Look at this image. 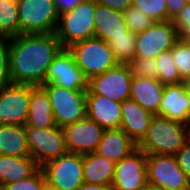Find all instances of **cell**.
<instances>
[{
	"label": "cell",
	"mask_w": 190,
	"mask_h": 190,
	"mask_svg": "<svg viewBox=\"0 0 190 190\" xmlns=\"http://www.w3.org/2000/svg\"><path fill=\"white\" fill-rule=\"evenodd\" d=\"M62 48L55 33L20 34L10 37L11 83L42 86L49 65Z\"/></svg>",
	"instance_id": "cell-1"
},
{
	"label": "cell",
	"mask_w": 190,
	"mask_h": 190,
	"mask_svg": "<svg viewBox=\"0 0 190 190\" xmlns=\"http://www.w3.org/2000/svg\"><path fill=\"white\" fill-rule=\"evenodd\" d=\"M190 138V126L154 115L146 135L137 144L146 155H175Z\"/></svg>",
	"instance_id": "cell-2"
},
{
	"label": "cell",
	"mask_w": 190,
	"mask_h": 190,
	"mask_svg": "<svg viewBox=\"0 0 190 190\" xmlns=\"http://www.w3.org/2000/svg\"><path fill=\"white\" fill-rule=\"evenodd\" d=\"M95 1L84 0L73 10L59 15L55 35L63 48L94 37Z\"/></svg>",
	"instance_id": "cell-3"
},
{
	"label": "cell",
	"mask_w": 190,
	"mask_h": 190,
	"mask_svg": "<svg viewBox=\"0 0 190 190\" xmlns=\"http://www.w3.org/2000/svg\"><path fill=\"white\" fill-rule=\"evenodd\" d=\"M67 49L89 80L119 64L108 42L96 37L75 42Z\"/></svg>",
	"instance_id": "cell-4"
},
{
	"label": "cell",
	"mask_w": 190,
	"mask_h": 190,
	"mask_svg": "<svg viewBox=\"0 0 190 190\" xmlns=\"http://www.w3.org/2000/svg\"><path fill=\"white\" fill-rule=\"evenodd\" d=\"M47 93L55 124L64 128L86 118V91L66 89L55 84L41 86Z\"/></svg>",
	"instance_id": "cell-5"
},
{
	"label": "cell",
	"mask_w": 190,
	"mask_h": 190,
	"mask_svg": "<svg viewBox=\"0 0 190 190\" xmlns=\"http://www.w3.org/2000/svg\"><path fill=\"white\" fill-rule=\"evenodd\" d=\"M20 34L55 33L59 14L53 0H17Z\"/></svg>",
	"instance_id": "cell-6"
},
{
	"label": "cell",
	"mask_w": 190,
	"mask_h": 190,
	"mask_svg": "<svg viewBox=\"0 0 190 190\" xmlns=\"http://www.w3.org/2000/svg\"><path fill=\"white\" fill-rule=\"evenodd\" d=\"M30 156L39 167L68 152L63 128L25 127Z\"/></svg>",
	"instance_id": "cell-7"
},
{
	"label": "cell",
	"mask_w": 190,
	"mask_h": 190,
	"mask_svg": "<svg viewBox=\"0 0 190 190\" xmlns=\"http://www.w3.org/2000/svg\"><path fill=\"white\" fill-rule=\"evenodd\" d=\"M46 181L60 190H77L84 183L83 155L67 152L41 166Z\"/></svg>",
	"instance_id": "cell-8"
},
{
	"label": "cell",
	"mask_w": 190,
	"mask_h": 190,
	"mask_svg": "<svg viewBox=\"0 0 190 190\" xmlns=\"http://www.w3.org/2000/svg\"><path fill=\"white\" fill-rule=\"evenodd\" d=\"M147 182L165 190H190V180L174 155L150 154L146 159Z\"/></svg>",
	"instance_id": "cell-9"
},
{
	"label": "cell",
	"mask_w": 190,
	"mask_h": 190,
	"mask_svg": "<svg viewBox=\"0 0 190 190\" xmlns=\"http://www.w3.org/2000/svg\"><path fill=\"white\" fill-rule=\"evenodd\" d=\"M179 39L173 20L156 21L145 31L136 34L135 56L155 59L161 52L172 49Z\"/></svg>",
	"instance_id": "cell-10"
},
{
	"label": "cell",
	"mask_w": 190,
	"mask_h": 190,
	"mask_svg": "<svg viewBox=\"0 0 190 190\" xmlns=\"http://www.w3.org/2000/svg\"><path fill=\"white\" fill-rule=\"evenodd\" d=\"M133 75L127 64H118L89 80V88L86 94L105 96L116 102H122L130 98L131 81Z\"/></svg>",
	"instance_id": "cell-11"
},
{
	"label": "cell",
	"mask_w": 190,
	"mask_h": 190,
	"mask_svg": "<svg viewBox=\"0 0 190 190\" xmlns=\"http://www.w3.org/2000/svg\"><path fill=\"white\" fill-rule=\"evenodd\" d=\"M44 84H55L66 89L87 91L89 79L77 66L67 48H62L48 67Z\"/></svg>",
	"instance_id": "cell-12"
},
{
	"label": "cell",
	"mask_w": 190,
	"mask_h": 190,
	"mask_svg": "<svg viewBox=\"0 0 190 190\" xmlns=\"http://www.w3.org/2000/svg\"><path fill=\"white\" fill-rule=\"evenodd\" d=\"M31 85L8 84L0 88V124H26Z\"/></svg>",
	"instance_id": "cell-13"
},
{
	"label": "cell",
	"mask_w": 190,
	"mask_h": 190,
	"mask_svg": "<svg viewBox=\"0 0 190 190\" xmlns=\"http://www.w3.org/2000/svg\"><path fill=\"white\" fill-rule=\"evenodd\" d=\"M147 155L138 147L116 163L113 190H140L147 183Z\"/></svg>",
	"instance_id": "cell-14"
},
{
	"label": "cell",
	"mask_w": 190,
	"mask_h": 190,
	"mask_svg": "<svg viewBox=\"0 0 190 190\" xmlns=\"http://www.w3.org/2000/svg\"><path fill=\"white\" fill-rule=\"evenodd\" d=\"M63 131L68 152L84 155L96 152L104 129L86 117L65 126Z\"/></svg>",
	"instance_id": "cell-15"
},
{
	"label": "cell",
	"mask_w": 190,
	"mask_h": 190,
	"mask_svg": "<svg viewBox=\"0 0 190 190\" xmlns=\"http://www.w3.org/2000/svg\"><path fill=\"white\" fill-rule=\"evenodd\" d=\"M86 117L95 121L104 130L121 126V102L97 94H86Z\"/></svg>",
	"instance_id": "cell-16"
},
{
	"label": "cell",
	"mask_w": 190,
	"mask_h": 190,
	"mask_svg": "<svg viewBox=\"0 0 190 190\" xmlns=\"http://www.w3.org/2000/svg\"><path fill=\"white\" fill-rule=\"evenodd\" d=\"M159 116L190 126V95L183 83L165 85Z\"/></svg>",
	"instance_id": "cell-17"
},
{
	"label": "cell",
	"mask_w": 190,
	"mask_h": 190,
	"mask_svg": "<svg viewBox=\"0 0 190 190\" xmlns=\"http://www.w3.org/2000/svg\"><path fill=\"white\" fill-rule=\"evenodd\" d=\"M121 109L120 129L138 144L146 135L154 115L130 98L121 102Z\"/></svg>",
	"instance_id": "cell-18"
},
{
	"label": "cell",
	"mask_w": 190,
	"mask_h": 190,
	"mask_svg": "<svg viewBox=\"0 0 190 190\" xmlns=\"http://www.w3.org/2000/svg\"><path fill=\"white\" fill-rule=\"evenodd\" d=\"M165 85L158 79L133 76L130 99L153 115H159Z\"/></svg>",
	"instance_id": "cell-19"
},
{
	"label": "cell",
	"mask_w": 190,
	"mask_h": 190,
	"mask_svg": "<svg viewBox=\"0 0 190 190\" xmlns=\"http://www.w3.org/2000/svg\"><path fill=\"white\" fill-rule=\"evenodd\" d=\"M94 37L108 41L129 31L123 12L95 2Z\"/></svg>",
	"instance_id": "cell-20"
},
{
	"label": "cell",
	"mask_w": 190,
	"mask_h": 190,
	"mask_svg": "<svg viewBox=\"0 0 190 190\" xmlns=\"http://www.w3.org/2000/svg\"><path fill=\"white\" fill-rule=\"evenodd\" d=\"M137 148V144L122 130H104L96 154L115 163L125 158Z\"/></svg>",
	"instance_id": "cell-21"
},
{
	"label": "cell",
	"mask_w": 190,
	"mask_h": 190,
	"mask_svg": "<svg viewBox=\"0 0 190 190\" xmlns=\"http://www.w3.org/2000/svg\"><path fill=\"white\" fill-rule=\"evenodd\" d=\"M51 103L41 86L31 85L29 112L25 127L46 128L55 126Z\"/></svg>",
	"instance_id": "cell-22"
},
{
	"label": "cell",
	"mask_w": 190,
	"mask_h": 190,
	"mask_svg": "<svg viewBox=\"0 0 190 190\" xmlns=\"http://www.w3.org/2000/svg\"><path fill=\"white\" fill-rule=\"evenodd\" d=\"M0 155L31 157L24 125L0 124Z\"/></svg>",
	"instance_id": "cell-23"
},
{
	"label": "cell",
	"mask_w": 190,
	"mask_h": 190,
	"mask_svg": "<svg viewBox=\"0 0 190 190\" xmlns=\"http://www.w3.org/2000/svg\"><path fill=\"white\" fill-rule=\"evenodd\" d=\"M116 163L93 153L83 155L84 182L112 186Z\"/></svg>",
	"instance_id": "cell-24"
},
{
	"label": "cell",
	"mask_w": 190,
	"mask_h": 190,
	"mask_svg": "<svg viewBox=\"0 0 190 190\" xmlns=\"http://www.w3.org/2000/svg\"><path fill=\"white\" fill-rule=\"evenodd\" d=\"M38 168V164L32 157L0 155V188L8 183L30 177Z\"/></svg>",
	"instance_id": "cell-25"
},
{
	"label": "cell",
	"mask_w": 190,
	"mask_h": 190,
	"mask_svg": "<svg viewBox=\"0 0 190 190\" xmlns=\"http://www.w3.org/2000/svg\"><path fill=\"white\" fill-rule=\"evenodd\" d=\"M19 35L17 0H0V36Z\"/></svg>",
	"instance_id": "cell-26"
},
{
	"label": "cell",
	"mask_w": 190,
	"mask_h": 190,
	"mask_svg": "<svg viewBox=\"0 0 190 190\" xmlns=\"http://www.w3.org/2000/svg\"><path fill=\"white\" fill-rule=\"evenodd\" d=\"M107 42L119 64H128L135 56L136 33L129 30L127 35L113 36Z\"/></svg>",
	"instance_id": "cell-27"
},
{
	"label": "cell",
	"mask_w": 190,
	"mask_h": 190,
	"mask_svg": "<svg viewBox=\"0 0 190 190\" xmlns=\"http://www.w3.org/2000/svg\"><path fill=\"white\" fill-rule=\"evenodd\" d=\"M155 60L158 64V80L163 85L183 83L172 55V49L161 52Z\"/></svg>",
	"instance_id": "cell-28"
},
{
	"label": "cell",
	"mask_w": 190,
	"mask_h": 190,
	"mask_svg": "<svg viewBox=\"0 0 190 190\" xmlns=\"http://www.w3.org/2000/svg\"><path fill=\"white\" fill-rule=\"evenodd\" d=\"M132 5L154 22L168 20L166 0H133Z\"/></svg>",
	"instance_id": "cell-29"
},
{
	"label": "cell",
	"mask_w": 190,
	"mask_h": 190,
	"mask_svg": "<svg viewBox=\"0 0 190 190\" xmlns=\"http://www.w3.org/2000/svg\"><path fill=\"white\" fill-rule=\"evenodd\" d=\"M172 55L182 80L190 77V46L179 39L172 48Z\"/></svg>",
	"instance_id": "cell-30"
},
{
	"label": "cell",
	"mask_w": 190,
	"mask_h": 190,
	"mask_svg": "<svg viewBox=\"0 0 190 190\" xmlns=\"http://www.w3.org/2000/svg\"><path fill=\"white\" fill-rule=\"evenodd\" d=\"M125 23L128 29L133 33H139L149 28L154 21L131 5L123 12Z\"/></svg>",
	"instance_id": "cell-31"
},
{
	"label": "cell",
	"mask_w": 190,
	"mask_h": 190,
	"mask_svg": "<svg viewBox=\"0 0 190 190\" xmlns=\"http://www.w3.org/2000/svg\"><path fill=\"white\" fill-rule=\"evenodd\" d=\"M135 77L158 79V64L154 58H138L134 56L127 64Z\"/></svg>",
	"instance_id": "cell-32"
},
{
	"label": "cell",
	"mask_w": 190,
	"mask_h": 190,
	"mask_svg": "<svg viewBox=\"0 0 190 190\" xmlns=\"http://www.w3.org/2000/svg\"><path fill=\"white\" fill-rule=\"evenodd\" d=\"M45 181L44 173L39 167L30 177L3 185L0 190H42Z\"/></svg>",
	"instance_id": "cell-33"
},
{
	"label": "cell",
	"mask_w": 190,
	"mask_h": 190,
	"mask_svg": "<svg viewBox=\"0 0 190 190\" xmlns=\"http://www.w3.org/2000/svg\"><path fill=\"white\" fill-rule=\"evenodd\" d=\"M9 49L10 37L0 36V88L11 84L9 70Z\"/></svg>",
	"instance_id": "cell-34"
},
{
	"label": "cell",
	"mask_w": 190,
	"mask_h": 190,
	"mask_svg": "<svg viewBox=\"0 0 190 190\" xmlns=\"http://www.w3.org/2000/svg\"><path fill=\"white\" fill-rule=\"evenodd\" d=\"M173 23L178 29L179 37L181 39L184 40L186 37H190V2L173 20Z\"/></svg>",
	"instance_id": "cell-35"
},
{
	"label": "cell",
	"mask_w": 190,
	"mask_h": 190,
	"mask_svg": "<svg viewBox=\"0 0 190 190\" xmlns=\"http://www.w3.org/2000/svg\"><path fill=\"white\" fill-rule=\"evenodd\" d=\"M179 168L186 174L190 180V138L184 146L174 155Z\"/></svg>",
	"instance_id": "cell-36"
},
{
	"label": "cell",
	"mask_w": 190,
	"mask_h": 190,
	"mask_svg": "<svg viewBox=\"0 0 190 190\" xmlns=\"http://www.w3.org/2000/svg\"><path fill=\"white\" fill-rule=\"evenodd\" d=\"M189 2V0H166L168 20H174Z\"/></svg>",
	"instance_id": "cell-37"
},
{
	"label": "cell",
	"mask_w": 190,
	"mask_h": 190,
	"mask_svg": "<svg viewBox=\"0 0 190 190\" xmlns=\"http://www.w3.org/2000/svg\"><path fill=\"white\" fill-rule=\"evenodd\" d=\"M96 3L107 6L110 9L124 12L133 4V0H94Z\"/></svg>",
	"instance_id": "cell-38"
},
{
	"label": "cell",
	"mask_w": 190,
	"mask_h": 190,
	"mask_svg": "<svg viewBox=\"0 0 190 190\" xmlns=\"http://www.w3.org/2000/svg\"><path fill=\"white\" fill-rule=\"evenodd\" d=\"M57 13L61 15L67 11L73 10L79 3L84 0H53Z\"/></svg>",
	"instance_id": "cell-39"
},
{
	"label": "cell",
	"mask_w": 190,
	"mask_h": 190,
	"mask_svg": "<svg viewBox=\"0 0 190 190\" xmlns=\"http://www.w3.org/2000/svg\"><path fill=\"white\" fill-rule=\"evenodd\" d=\"M77 190H113L112 186L84 182Z\"/></svg>",
	"instance_id": "cell-40"
},
{
	"label": "cell",
	"mask_w": 190,
	"mask_h": 190,
	"mask_svg": "<svg viewBox=\"0 0 190 190\" xmlns=\"http://www.w3.org/2000/svg\"><path fill=\"white\" fill-rule=\"evenodd\" d=\"M140 190H165V189L147 182Z\"/></svg>",
	"instance_id": "cell-41"
},
{
	"label": "cell",
	"mask_w": 190,
	"mask_h": 190,
	"mask_svg": "<svg viewBox=\"0 0 190 190\" xmlns=\"http://www.w3.org/2000/svg\"><path fill=\"white\" fill-rule=\"evenodd\" d=\"M42 190H60L59 188L49 184L47 181L43 183Z\"/></svg>",
	"instance_id": "cell-42"
},
{
	"label": "cell",
	"mask_w": 190,
	"mask_h": 190,
	"mask_svg": "<svg viewBox=\"0 0 190 190\" xmlns=\"http://www.w3.org/2000/svg\"><path fill=\"white\" fill-rule=\"evenodd\" d=\"M184 87L186 92L190 95V77L183 80Z\"/></svg>",
	"instance_id": "cell-43"
},
{
	"label": "cell",
	"mask_w": 190,
	"mask_h": 190,
	"mask_svg": "<svg viewBox=\"0 0 190 190\" xmlns=\"http://www.w3.org/2000/svg\"><path fill=\"white\" fill-rule=\"evenodd\" d=\"M184 40H185V41L187 42V44L190 46V37H186Z\"/></svg>",
	"instance_id": "cell-44"
}]
</instances>
